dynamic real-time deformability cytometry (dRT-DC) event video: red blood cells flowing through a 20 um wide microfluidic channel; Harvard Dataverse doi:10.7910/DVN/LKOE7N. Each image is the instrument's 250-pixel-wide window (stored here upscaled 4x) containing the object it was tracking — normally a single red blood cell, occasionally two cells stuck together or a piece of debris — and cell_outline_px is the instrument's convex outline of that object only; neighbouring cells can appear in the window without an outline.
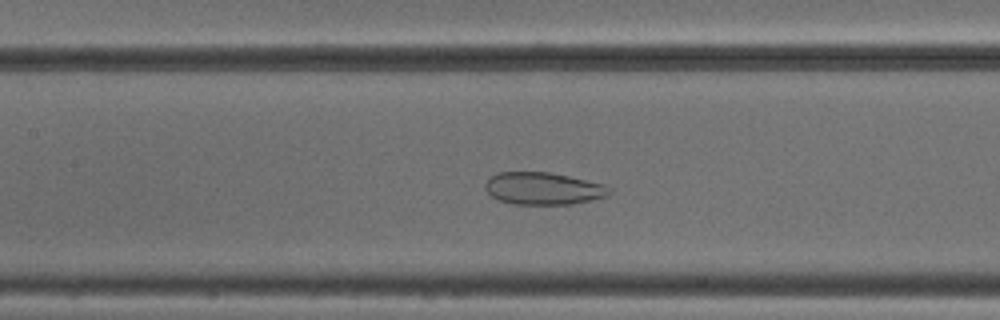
{"species": "common noctule bat (a hibernating species)", "species_latin": "Nyctalus noctula", "temperature_condition": "cold", "stored_images_in_passage": 53, "camera_frame_rate_fps": 3000, "um_per_image_px": 0.085, "animal": {"sex": "male", "body_mass_g": 18.8}, "frame": {"image": 1, "passage_image": 24, "time_ms": 7.667, "image_size_px": [1000, 320], "cell_outline_px": [[612, 192], [608, 196], [592, 200], [572, 204], [512, 204], [500, 200], [492, 196], [484, 188], [484, 184], [492, 176], [500, 172], [548, 172], [568, 176], [604, 184]], "centroid_in_image_um": [46.18, 16.03], "position_along_channel_um": 161.2, "area_um2": 23.24}}
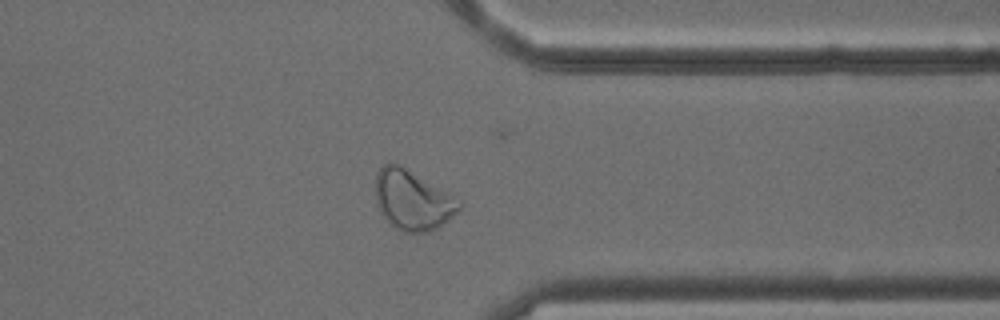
{"frame": {"image": 2, "passage_image": 41, "time_ms": 13.333, "image_size_px": [1000, 320], "cell_outline_px": [[464, 204], [448, 220], [436, 228], [428, 232], [404, 232], [396, 228], [380, 212], [376, 200], [376, 172], [384, 164], [400, 164], [452, 196]], "centroid_in_image_um": [35.04, 17.01], "position_along_channel_um": 376.4, "area_um2": 28.5}}
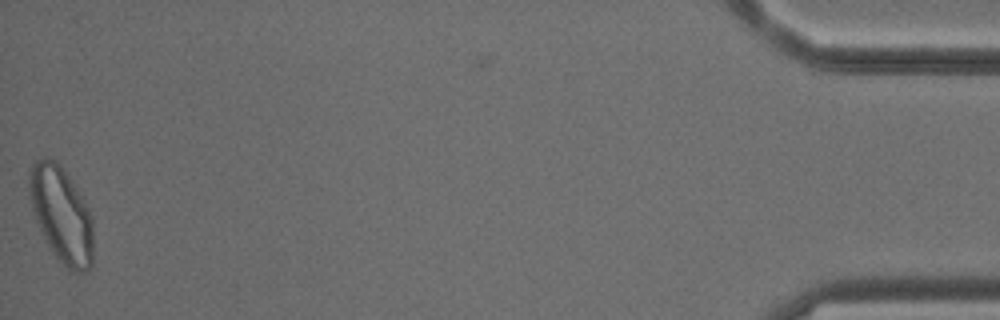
{"frame": {"image": 3, "passage_image": 52, "time_ms": 17.0, "image_size_px": [1000, 320], "cell_outline_px": [[92, 264], [88, 272], [68, 272], [52, 252], [36, 220], [28, 196], [28, 168], [32, 160], [44, 156], [48, 156], [56, 160], [60, 164], [84, 200], [92, 216]], "centroid_in_image_um": [5.19, 18.2], "position_along_channel_um": 430.0, "area_um2": 36.3}}